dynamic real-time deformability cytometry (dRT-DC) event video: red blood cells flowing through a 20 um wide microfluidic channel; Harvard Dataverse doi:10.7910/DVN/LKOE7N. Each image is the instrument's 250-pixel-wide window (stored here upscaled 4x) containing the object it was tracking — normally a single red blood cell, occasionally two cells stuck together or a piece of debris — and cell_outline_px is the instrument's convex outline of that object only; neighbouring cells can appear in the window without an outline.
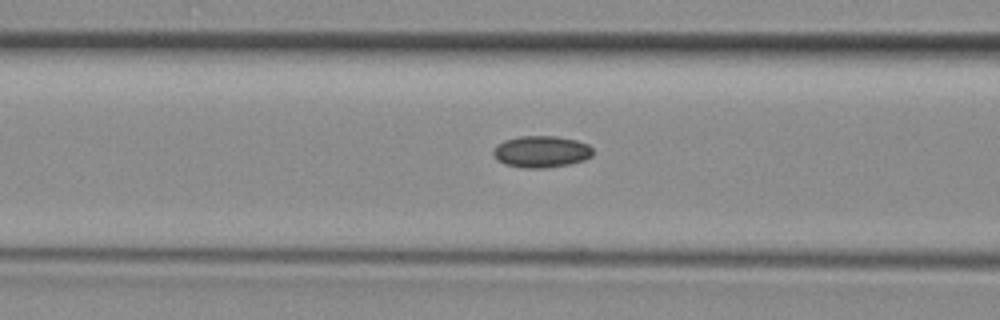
{"species": "common noctule bat (a hibernating species)", "species_latin": "Nyctalus noctula", "temperature_condition": "room temperature", "stored_images_in_passage": 6, "camera_frame_rate_fps": 3000, "um_per_image_px": 0.085, "animal": {"sex": "female", "body_mass_g": 29.2, "forearm_length_mm": 56.3}, "frame": {"image": 1, "passage_image": 6, "time_ms": 1.667, "image_size_px": [1000, 320], "cell_outline_px": [[592, 156], [584, 160], [568, 164], [544, 168], [524, 168], [504, 164], [496, 160], [492, 152], [496, 144], [504, 140], [520, 136], [556, 136], [576, 140], [588, 144], [592, 148]], "centroid_in_image_um": [45.98, 12.89], "position_along_channel_um": 120.6, "area_um2": 18.5}}